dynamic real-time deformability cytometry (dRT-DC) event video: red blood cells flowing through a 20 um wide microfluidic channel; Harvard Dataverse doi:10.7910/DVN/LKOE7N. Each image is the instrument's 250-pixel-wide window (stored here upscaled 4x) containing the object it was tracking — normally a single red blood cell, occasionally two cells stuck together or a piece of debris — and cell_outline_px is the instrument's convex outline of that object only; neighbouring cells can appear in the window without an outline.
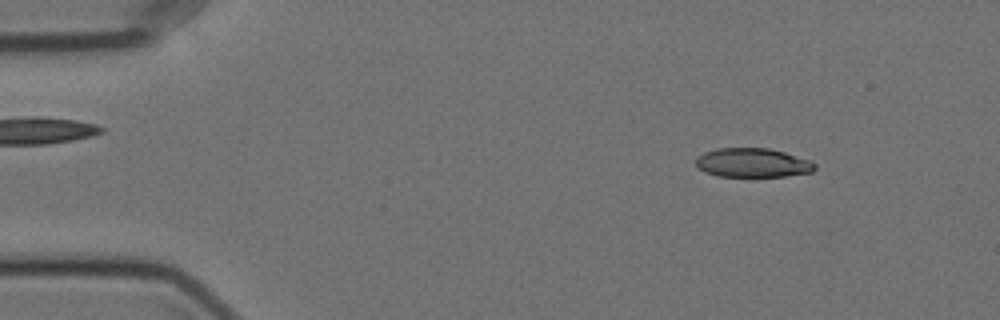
{"species": "Egyptian fruit bat (a non-hibernating species)", "species_latin": "Rousettus aegyptiacus", "temperature_condition": "cold", "stored_images_in_passage": 51, "camera_frame_rate_fps": 3000, "um_per_image_px": 0.085, "animal": {"sex": "female"}, "frame": {"image": 1, "passage_image": 1, "time_ms": 0.0, "image_size_px": [1000, 320], "cell_outline_px": [[816, 168], [812, 172], [784, 176], [716, 176], [704, 172], [696, 164], [696, 156], [704, 152], [716, 148], [768, 148], [784, 152], [808, 160], [816, 164]], "centroid_in_image_um": [63.94, 13.83], "position_along_channel_um": 21.1, "area_um2": 20.11}}
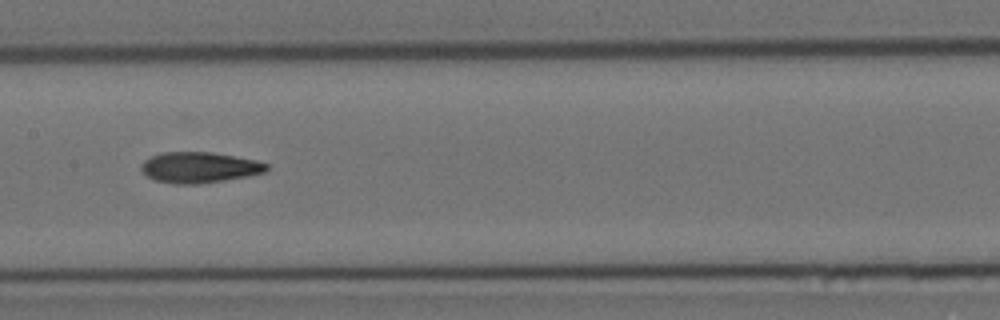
{"frame": {"image": 2, "passage_image": 22, "time_ms": 7.0, "image_size_px": [1000, 320], "cell_outline_px": [[268, 168], [264, 172], [248, 176], [200, 184], [176, 184], [156, 180], [148, 176], [140, 168], [140, 164], [144, 160], [160, 152], [212, 152], [256, 160], [268, 164]], "centroid_in_image_um": [16.93, 14.23], "position_along_channel_um": 190.5, "area_um2": 22.43}}
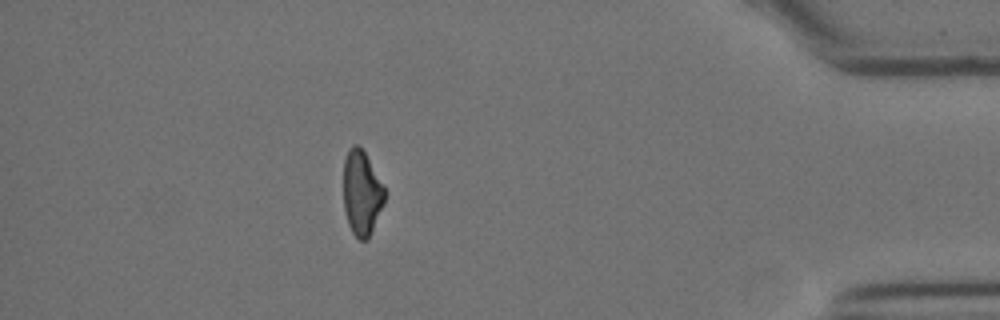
{"frame": {"image": 3, "passage_image": 44, "time_ms": 14.333, "image_size_px": [1000, 320], "cell_outline_px": [[384, 204], [368, 240], [360, 240], [352, 232], [348, 224], [344, 212], [344, 160], [348, 148], [352, 144], [360, 144], [384, 188]], "centroid_in_image_um": [30.72, 16.4], "position_along_channel_um": 404.5, "area_um2": 20.29}, "authors_computed_cell_mechanics": {"area_um2": 21.964, "velocity_mm_per_s": 3.566, "shape_relaxation_time_tau1_ms": 9.5225, "shape_relaxation_time_tau2_ms": 4.8721, "deformation_change_tau1": 0.2161, "deformation_change_tau2": 0.124}}